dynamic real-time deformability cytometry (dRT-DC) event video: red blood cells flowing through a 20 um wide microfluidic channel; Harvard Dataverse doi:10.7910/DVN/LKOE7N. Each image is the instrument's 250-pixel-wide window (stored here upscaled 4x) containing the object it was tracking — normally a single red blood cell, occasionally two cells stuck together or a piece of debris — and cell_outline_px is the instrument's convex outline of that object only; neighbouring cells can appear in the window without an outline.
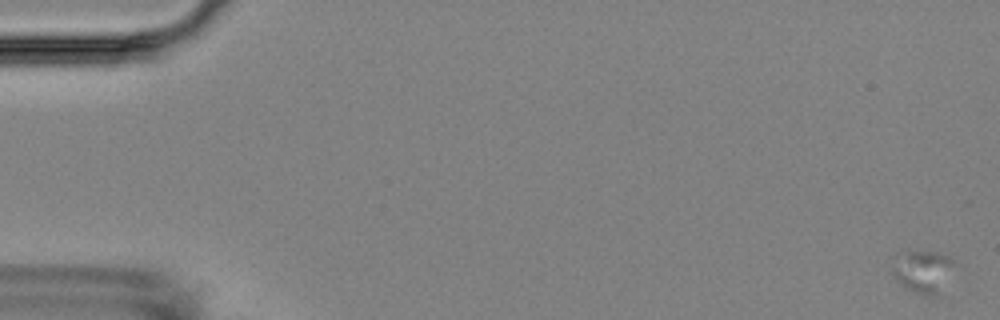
{"species": "Egyptian fruit bat (a non-hibernating species)", "species_latin": "Rousettus aegyptiacus", "temperature_condition": "room temperature", "stored_images_in_passage": 8, "camera_frame_rate_fps": 3000, "um_per_image_px": 0.085, "animal": {"sex": "female"}, "frame": {"image": 1, "passage_image": 1, "time_ms": 0.0, "image_size_px": [1000, 320], "cell_outline_px": [[960, 264], [936, 292], [932, 296], [928, 296], [916, 292], [900, 284], [892, 272], [892, 268], [896, 256], [908, 248], [936, 252], [948, 256], [956, 260]], "centroid_in_image_um": [78.47, 22.97], "position_along_channel_um": 6.5, "area_um2": 15.61}}
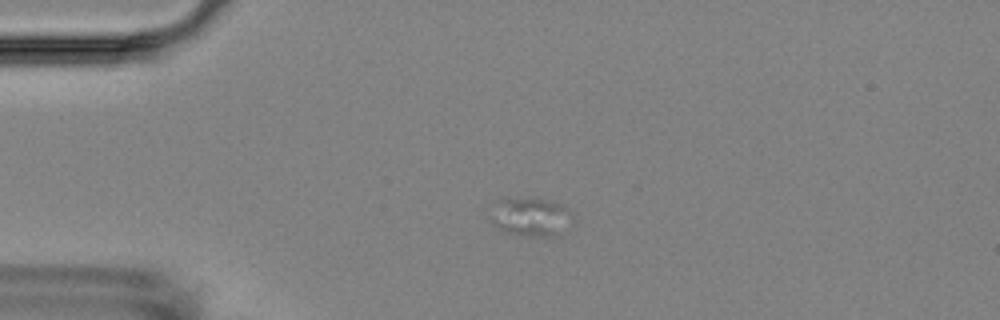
{"frame": {"image": 2, "passage_image": 5, "time_ms": 4.667, "image_size_px": [1000, 320], "cell_outline_px": [[568, 208], [564, 236], [528, 236], [504, 232], [492, 220], [500, 200], [504, 196], [544, 200], [560, 204]], "centroid_in_image_um": [45.12, 18.45], "position_along_channel_um": 39.9, "area_um2": 17.63}}